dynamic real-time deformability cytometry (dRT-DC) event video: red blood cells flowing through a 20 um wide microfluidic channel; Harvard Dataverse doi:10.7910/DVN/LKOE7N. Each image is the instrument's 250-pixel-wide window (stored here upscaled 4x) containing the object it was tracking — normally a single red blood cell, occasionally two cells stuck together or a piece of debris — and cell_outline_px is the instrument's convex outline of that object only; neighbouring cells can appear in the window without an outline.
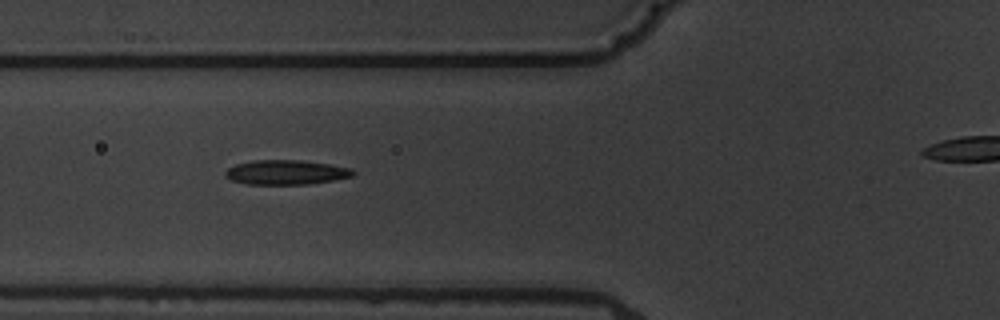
{"species": "common noctule bat (a hibernating species)", "species_latin": "Nyctalus noctula", "temperature_condition": "warm", "stored_images_in_passage": 5, "segment_of_instrument_passage": [1, 2], "camera_frame_rate_fps": 3000, "um_per_image_px": 0.085, "animal": {"sex": "male", "body_mass_g": 19.5, "forearm_length_mm": 54.6}, "frame": {"image": 1, "passage_image": 3, "time_ms": 2.333, "image_size_px": [1000, 320], "cell_outline_px": [[356, 172], [352, 176], [332, 180], [308, 184], [248, 184], [232, 180], [224, 176], [224, 172], [228, 168], [236, 164], [252, 160], [300, 160], [332, 164], [352, 168]], "centroid_in_image_um": [24.32, 14.64], "position_along_channel_um": 101.5, "area_um2": 18.32}}
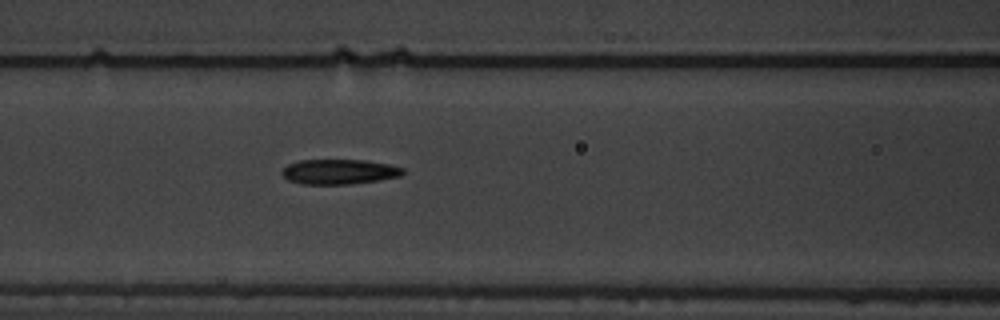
{"frame": {"image": 2, "passage_image": 4, "time_ms": 3.333, "image_size_px": [1000, 320], "cell_outline_px": [[404, 172], [400, 176], [376, 180], [348, 184], [304, 184], [288, 180], [280, 172], [288, 164], [300, 160], [364, 160], [388, 164], [404, 168]], "centroid_in_image_um": [28.81, 14.59], "position_along_channel_um": 137.8, "area_um2": 17.4}}